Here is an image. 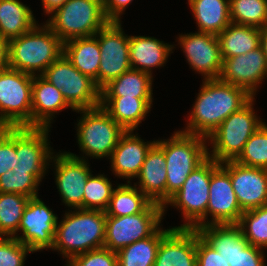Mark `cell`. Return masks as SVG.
Wrapping results in <instances>:
<instances>
[{"label":"cell","instance_id":"14","mask_svg":"<svg viewBox=\"0 0 267 266\" xmlns=\"http://www.w3.org/2000/svg\"><path fill=\"white\" fill-rule=\"evenodd\" d=\"M50 163V169L53 167L55 170V184L62 203L70 209H83L84 187L93 172L89 161L59 151L57 154L54 152Z\"/></svg>","mask_w":267,"mask_h":266},{"label":"cell","instance_id":"4","mask_svg":"<svg viewBox=\"0 0 267 266\" xmlns=\"http://www.w3.org/2000/svg\"><path fill=\"white\" fill-rule=\"evenodd\" d=\"M168 139H156V145L164 152L166 160V202L183 185L190 173L208 158V142L205 137L173 132Z\"/></svg>","mask_w":267,"mask_h":266},{"label":"cell","instance_id":"8","mask_svg":"<svg viewBox=\"0 0 267 266\" xmlns=\"http://www.w3.org/2000/svg\"><path fill=\"white\" fill-rule=\"evenodd\" d=\"M211 180V158L208 157L187 177L182 187L164 204L181 211L184 223L173 228L198 229L206 226V210Z\"/></svg>","mask_w":267,"mask_h":266},{"label":"cell","instance_id":"3","mask_svg":"<svg viewBox=\"0 0 267 266\" xmlns=\"http://www.w3.org/2000/svg\"><path fill=\"white\" fill-rule=\"evenodd\" d=\"M41 25L9 40V68L41 76L63 54L62 40L45 23Z\"/></svg>","mask_w":267,"mask_h":266},{"label":"cell","instance_id":"13","mask_svg":"<svg viewBox=\"0 0 267 266\" xmlns=\"http://www.w3.org/2000/svg\"><path fill=\"white\" fill-rule=\"evenodd\" d=\"M50 131V128L16 127L18 163L12 171L29 172L42 182L49 171L50 160L54 154L48 139Z\"/></svg>","mask_w":267,"mask_h":266},{"label":"cell","instance_id":"27","mask_svg":"<svg viewBox=\"0 0 267 266\" xmlns=\"http://www.w3.org/2000/svg\"><path fill=\"white\" fill-rule=\"evenodd\" d=\"M63 54L75 68L92 78L98 86L101 52L96 35L75 38L63 43Z\"/></svg>","mask_w":267,"mask_h":266},{"label":"cell","instance_id":"26","mask_svg":"<svg viewBox=\"0 0 267 266\" xmlns=\"http://www.w3.org/2000/svg\"><path fill=\"white\" fill-rule=\"evenodd\" d=\"M200 236L231 264L248 245L238 224H213L199 227Z\"/></svg>","mask_w":267,"mask_h":266},{"label":"cell","instance_id":"17","mask_svg":"<svg viewBox=\"0 0 267 266\" xmlns=\"http://www.w3.org/2000/svg\"><path fill=\"white\" fill-rule=\"evenodd\" d=\"M242 213L243 211L233 190L230 174L220 163L211 158V180L206 210V225L238 224Z\"/></svg>","mask_w":267,"mask_h":266},{"label":"cell","instance_id":"12","mask_svg":"<svg viewBox=\"0 0 267 266\" xmlns=\"http://www.w3.org/2000/svg\"><path fill=\"white\" fill-rule=\"evenodd\" d=\"M100 47L98 87L102 89L111 80L131 69L129 60V35L125 34L122 21H109L96 34Z\"/></svg>","mask_w":267,"mask_h":266},{"label":"cell","instance_id":"2","mask_svg":"<svg viewBox=\"0 0 267 266\" xmlns=\"http://www.w3.org/2000/svg\"><path fill=\"white\" fill-rule=\"evenodd\" d=\"M69 210V211H68ZM58 220L52 251L71 258L104 247L106 212L91 209H68Z\"/></svg>","mask_w":267,"mask_h":266},{"label":"cell","instance_id":"42","mask_svg":"<svg viewBox=\"0 0 267 266\" xmlns=\"http://www.w3.org/2000/svg\"><path fill=\"white\" fill-rule=\"evenodd\" d=\"M66 266H118L117 253L102 247L77 255Z\"/></svg>","mask_w":267,"mask_h":266},{"label":"cell","instance_id":"19","mask_svg":"<svg viewBox=\"0 0 267 266\" xmlns=\"http://www.w3.org/2000/svg\"><path fill=\"white\" fill-rule=\"evenodd\" d=\"M266 78L267 63L261 46L246 54L223 59L219 79L244 88L253 97H256L260 84Z\"/></svg>","mask_w":267,"mask_h":266},{"label":"cell","instance_id":"5","mask_svg":"<svg viewBox=\"0 0 267 266\" xmlns=\"http://www.w3.org/2000/svg\"><path fill=\"white\" fill-rule=\"evenodd\" d=\"M80 119H77L76 135L78 147L82 154L70 155L83 160H109L112 151L118 145L120 137L126 132L101 106L89 109L76 110ZM85 155V156H84Z\"/></svg>","mask_w":267,"mask_h":266},{"label":"cell","instance_id":"23","mask_svg":"<svg viewBox=\"0 0 267 266\" xmlns=\"http://www.w3.org/2000/svg\"><path fill=\"white\" fill-rule=\"evenodd\" d=\"M177 45L168 44L150 36H129V60L132 69L153 76L155 68L166 65L168 58Z\"/></svg>","mask_w":267,"mask_h":266},{"label":"cell","instance_id":"25","mask_svg":"<svg viewBox=\"0 0 267 266\" xmlns=\"http://www.w3.org/2000/svg\"><path fill=\"white\" fill-rule=\"evenodd\" d=\"M153 98L101 97V106L125 130H138L153 107Z\"/></svg>","mask_w":267,"mask_h":266},{"label":"cell","instance_id":"46","mask_svg":"<svg viewBox=\"0 0 267 266\" xmlns=\"http://www.w3.org/2000/svg\"><path fill=\"white\" fill-rule=\"evenodd\" d=\"M9 40L0 35V70L8 68Z\"/></svg>","mask_w":267,"mask_h":266},{"label":"cell","instance_id":"22","mask_svg":"<svg viewBox=\"0 0 267 266\" xmlns=\"http://www.w3.org/2000/svg\"><path fill=\"white\" fill-rule=\"evenodd\" d=\"M72 109L60 90L42 76H33L31 127L52 128L55 115Z\"/></svg>","mask_w":267,"mask_h":266},{"label":"cell","instance_id":"39","mask_svg":"<svg viewBox=\"0 0 267 266\" xmlns=\"http://www.w3.org/2000/svg\"><path fill=\"white\" fill-rule=\"evenodd\" d=\"M40 182L29 172L8 170L0 176L1 193H18L29 198L39 196Z\"/></svg>","mask_w":267,"mask_h":266},{"label":"cell","instance_id":"32","mask_svg":"<svg viewBox=\"0 0 267 266\" xmlns=\"http://www.w3.org/2000/svg\"><path fill=\"white\" fill-rule=\"evenodd\" d=\"M159 227L151 236L138 240L117 252L118 266H153L161 239L172 229Z\"/></svg>","mask_w":267,"mask_h":266},{"label":"cell","instance_id":"20","mask_svg":"<svg viewBox=\"0 0 267 266\" xmlns=\"http://www.w3.org/2000/svg\"><path fill=\"white\" fill-rule=\"evenodd\" d=\"M155 143L156 140L145 142L137 132L126 131L109 158L113 175L131 183L138 176L147 152Z\"/></svg>","mask_w":267,"mask_h":266},{"label":"cell","instance_id":"11","mask_svg":"<svg viewBox=\"0 0 267 266\" xmlns=\"http://www.w3.org/2000/svg\"><path fill=\"white\" fill-rule=\"evenodd\" d=\"M163 217V206L155 202L138 214L106 216L104 247L117 253L126 246L151 236L162 226Z\"/></svg>","mask_w":267,"mask_h":266},{"label":"cell","instance_id":"24","mask_svg":"<svg viewBox=\"0 0 267 266\" xmlns=\"http://www.w3.org/2000/svg\"><path fill=\"white\" fill-rule=\"evenodd\" d=\"M137 179L138 181L133 185L138 187L152 202L164 206L166 203V160L164 152L156 144L147 152Z\"/></svg>","mask_w":267,"mask_h":266},{"label":"cell","instance_id":"38","mask_svg":"<svg viewBox=\"0 0 267 266\" xmlns=\"http://www.w3.org/2000/svg\"><path fill=\"white\" fill-rule=\"evenodd\" d=\"M248 166L267 169V124L263 122L250 136L243 151L234 160Z\"/></svg>","mask_w":267,"mask_h":266},{"label":"cell","instance_id":"10","mask_svg":"<svg viewBox=\"0 0 267 266\" xmlns=\"http://www.w3.org/2000/svg\"><path fill=\"white\" fill-rule=\"evenodd\" d=\"M33 76L0 70V127H31Z\"/></svg>","mask_w":267,"mask_h":266},{"label":"cell","instance_id":"15","mask_svg":"<svg viewBox=\"0 0 267 266\" xmlns=\"http://www.w3.org/2000/svg\"><path fill=\"white\" fill-rule=\"evenodd\" d=\"M58 219L39 196L30 198L19 224L18 240L33 252L52 249Z\"/></svg>","mask_w":267,"mask_h":266},{"label":"cell","instance_id":"31","mask_svg":"<svg viewBox=\"0 0 267 266\" xmlns=\"http://www.w3.org/2000/svg\"><path fill=\"white\" fill-rule=\"evenodd\" d=\"M154 77L146 72L129 69L101 89V97L153 98Z\"/></svg>","mask_w":267,"mask_h":266},{"label":"cell","instance_id":"18","mask_svg":"<svg viewBox=\"0 0 267 266\" xmlns=\"http://www.w3.org/2000/svg\"><path fill=\"white\" fill-rule=\"evenodd\" d=\"M220 165L230 174L233 190L243 212L267 205V169L244 166L234 160Z\"/></svg>","mask_w":267,"mask_h":266},{"label":"cell","instance_id":"30","mask_svg":"<svg viewBox=\"0 0 267 266\" xmlns=\"http://www.w3.org/2000/svg\"><path fill=\"white\" fill-rule=\"evenodd\" d=\"M38 21L21 0H0V35L7 40L29 32Z\"/></svg>","mask_w":267,"mask_h":266},{"label":"cell","instance_id":"16","mask_svg":"<svg viewBox=\"0 0 267 266\" xmlns=\"http://www.w3.org/2000/svg\"><path fill=\"white\" fill-rule=\"evenodd\" d=\"M176 39L188 65L195 73L201 74L203 80L219 79L223 58L217 35L196 31L181 33Z\"/></svg>","mask_w":267,"mask_h":266},{"label":"cell","instance_id":"35","mask_svg":"<svg viewBox=\"0 0 267 266\" xmlns=\"http://www.w3.org/2000/svg\"><path fill=\"white\" fill-rule=\"evenodd\" d=\"M231 22L263 28L267 25V0H229Z\"/></svg>","mask_w":267,"mask_h":266},{"label":"cell","instance_id":"44","mask_svg":"<svg viewBox=\"0 0 267 266\" xmlns=\"http://www.w3.org/2000/svg\"><path fill=\"white\" fill-rule=\"evenodd\" d=\"M266 250L249 244L233 259L230 266H266Z\"/></svg>","mask_w":267,"mask_h":266},{"label":"cell","instance_id":"21","mask_svg":"<svg viewBox=\"0 0 267 266\" xmlns=\"http://www.w3.org/2000/svg\"><path fill=\"white\" fill-rule=\"evenodd\" d=\"M197 229L172 228L159 244L153 266H197Z\"/></svg>","mask_w":267,"mask_h":266},{"label":"cell","instance_id":"7","mask_svg":"<svg viewBox=\"0 0 267 266\" xmlns=\"http://www.w3.org/2000/svg\"><path fill=\"white\" fill-rule=\"evenodd\" d=\"M255 99L253 97L239 111L230 114L207 138L212 149L208 150V157L222 163L235 160L240 155L250 136L263 123L255 112Z\"/></svg>","mask_w":267,"mask_h":266},{"label":"cell","instance_id":"33","mask_svg":"<svg viewBox=\"0 0 267 266\" xmlns=\"http://www.w3.org/2000/svg\"><path fill=\"white\" fill-rule=\"evenodd\" d=\"M152 201L132 183L118 184L113 190L106 216H128L143 212Z\"/></svg>","mask_w":267,"mask_h":266},{"label":"cell","instance_id":"48","mask_svg":"<svg viewBox=\"0 0 267 266\" xmlns=\"http://www.w3.org/2000/svg\"><path fill=\"white\" fill-rule=\"evenodd\" d=\"M261 33V43L260 46L263 49V52L265 54L266 63H267V25H265L263 28L260 29Z\"/></svg>","mask_w":267,"mask_h":266},{"label":"cell","instance_id":"41","mask_svg":"<svg viewBox=\"0 0 267 266\" xmlns=\"http://www.w3.org/2000/svg\"><path fill=\"white\" fill-rule=\"evenodd\" d=\"M16 127H0V176L17 165Z\"/></svg>","mask_w":267,"mask_h":266},{"label":"cell","instance_id":"43","mask_svg":"<svg viewBox=\"0 0 267 266\" xmlns=\"http://www.w3.org/2000/svg\"><path fill=\"white\" fill-rule=\"evenodd\" d=\"M197 266H230L228 262L212 248L197 231Z\"/></svg>","mask_w":267,"mask_h":266},{"label":"cell","instance_id":"47","mask_svg":"<svg viewBox=\"0 0 267 266\" xmlns=\"http://www.w3.org/2000/svg\"><path fill=\"white\" fill-rule=\"evenodd\" d=\"M66 0H41L44 15H49L55 9L62 6Z\"/></svg>","mask_w":267,"mask_h":266},{"label":"cell","instance_id":"9","mask_svg":"<svg viewBox=\"0 0 267 266\" xmlns=\"http://www.w3.org/2000/svg\"><path fill=\"white\" fill-rule=\"evenodd\" d=\"M41 76L61 91L72 111L94 108L101 104V89L96 82L75 68L64 54Z\"/></svg>","mask_w":267,"mask_h":266},{"label":"cell","instance_id":"40","mask_svg":"<svg viewBox=\"0 0 267 266\" xmlns=\"http://www.w3.org/2000/svg\"><path fill=\"white\" fill-rule=\"evenodd\" d=\"M28 253H34L14 237H0V266H24Z\"/></svg>","mask_w":267,"mask_h":266},{"label":"cell","instance_id":"36","mask_svg":"<svg viewBox=\"0 0 267 266\" xmlns=\"http://www.w3.org/2000/svg\"><path fill=\"white\" fill-rule=\"evenodd\" d=\"M238 225L249 244L267 249V205L244 211Z\"/></svg>","mask_w":267,"mask_h":266},{"label":"cell","instance_id":"29","mask_svg":"<svg viewBox=\"0 0 267 266\" xmlns=\"http://www.w3.org/2000/svg\"><path fill=\"white\" fill-rule=\"evenodd\" d=\"M223 59L246 54L260 47V28L230 23L217 35Z\"/></svg>","mask_w":267,"mask_h":266},{"label":"cell","instance_id":"6","mask_svg":"<svg viewBox=\"0 0 267 266\" xmlns=\"http://www.w3.org/2000/svg\"><path fill=\"white\" fill-rule=\"evenodd\" d=\"M48 16L44 23L63 43L94 36L109 22L102 0H66Z\"/></svg>","mask_w":267,"mask_h":266},{"label":"cell","instance_id":"37","mask_svg":"<svg viewBox=\"0 0 267 266\" xmlns=\"http://www.w3.org/2000/svg\"><path fill=\"white\" fill-rule=\"evenodd\" d=\"M110 180L104 173L89 175L84 187L83 209L107 210L115 189Z\"/></svg>","mask_w":267,"mask_h":266},{"label":"cell","instance_id":"45","mask_svg":"<svg viewBox=\"0 0 267 266\" xmlns=\"http://www.w3.org/2000/svg\"><path fill=\"white\" fill-rule=\"evenodd\" d=\"M133 0H102L103 10L109 21L121 22V16Z\"/></svg>","mask_w":267,"mask_h":266},{"label":"cell","instance_id":"28","mask_svg":"<svg viewBox=\"0 0 267 266\" xmlns=\"http://www.w3.org/2000/svg\"><path fill=\"white\" fill-rule=\"evenodd\" d=\"M198 32L220 34L230 23L229 0H187Z\"/></svg>","mask_w":267,"mask_h":266},{"label":"cell","instance_id":"34","mask_svg":"<svg viewBox=\"0 0 267 266\" xmlns=\"http://www.w3.org/2000/svg\"><path fill=\"white\" fill-rule=\"evenodd\" d=\"M29 199L18 193L0 192V237L18 239L19 224Z\"/></svg>","mask_w":267,"mask_h":266},{"label":"cell","instance_id":"1","mask_svg":"<svg viewBox=\"0 0 267 266\" xmlns=\"http://www.w3.org/2000/svg\"><path fill=\"white\" fill-rule=\"evenodd\" d=\"M196 95L187 124L180 131L206 139L230 114L239 111L253 98L244 88L220 79L202 80Z\"/></svg>","mask_w":267,"mask_h":266}]
</instances>
